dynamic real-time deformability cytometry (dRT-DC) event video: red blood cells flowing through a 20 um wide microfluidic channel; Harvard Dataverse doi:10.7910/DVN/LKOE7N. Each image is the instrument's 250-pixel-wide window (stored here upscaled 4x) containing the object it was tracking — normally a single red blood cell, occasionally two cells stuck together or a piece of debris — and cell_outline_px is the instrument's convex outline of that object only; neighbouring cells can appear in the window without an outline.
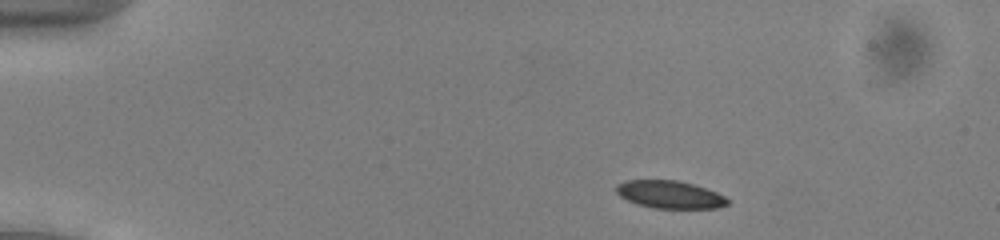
{"species": "common noctule bat (a hibernating species)", "species_latin": "Nyctalus noctula", "temperature_condition": "cold", "stored_images_in_passage": 46, "camera_frame_rate_fps": 3000, "um_per_image_px": 0.085, "animal": {"sex": "male", "body_mass_g": 13.0, "forearm_length_mm": 53.1}, "frame": {"image": 1, "passage_image": 3, "time_ms": 0.667, "image_size_px": [1000, 240], "cell_outline_px": [[728, 204], [716, 208], [652, 208], [636, 204], [620, 196], [616, 192], [616, 184], [624, 180], [676, 180], [692, 184], [716, 192], [724, 196], [728, 200]], "centroid_in_image_um": [56.88, 16.53], "position_along_channel_um": 28.1, "area_um2": 17.86}}
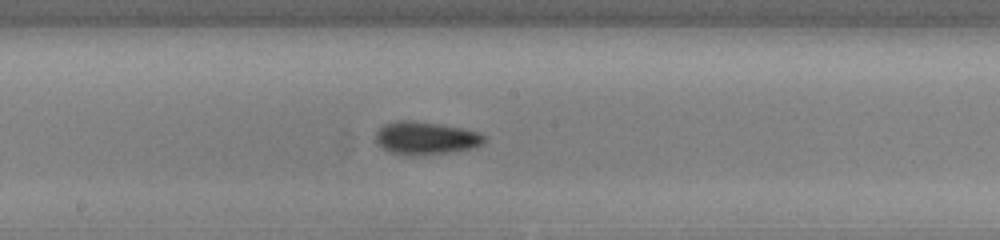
{"frame": {"image": 2, "passage_image": 23, "time_ms": 7.333, "image_size_px": [1000, 240], "cell_outline_px": [[488, 140], [484, 144], [476, 148], [448, 152], [416, 156], [412, 156], [392, 152], [376, 144], [376, 132], [384, 124], [396, 120], [408, 120], [440, 124], [480, 132], [488, 136]], "centroid_in_image_um": [36.25, 11.74], "position_along_channel_um": 212.0, "area_um2": 21.04}}
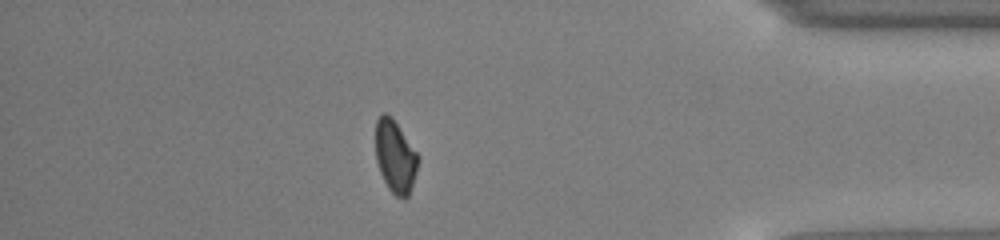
{"frame": {"image": 3, "passage_image": 40, "time_ms": 13.0, "image_size_px": [1000, 240], "cell_outline_px": [[420, 156], [416, 172], [408, 196], [404, 200], [396, 196], [388, 188], [380, 172], [376, 160], [376, 120], [380, 112], [384, 112], [392, 116]], "centroid_in_image_um": [33.6, 13.27], "position_along_channel_um": 401.6, "area_um2": 18.15}, "authors_computed_cell_mechanics": {"area_um2": 18.9584, "velocity_mm_per_s": 3.9354, "shape_relaxation_time_tau1_ms": 5.2219, "shape_relaxation_time_tau2_ms": 4.33, "deformation_change_tau1": 0.1129, "deformation_change_tau2": 0.0909}}